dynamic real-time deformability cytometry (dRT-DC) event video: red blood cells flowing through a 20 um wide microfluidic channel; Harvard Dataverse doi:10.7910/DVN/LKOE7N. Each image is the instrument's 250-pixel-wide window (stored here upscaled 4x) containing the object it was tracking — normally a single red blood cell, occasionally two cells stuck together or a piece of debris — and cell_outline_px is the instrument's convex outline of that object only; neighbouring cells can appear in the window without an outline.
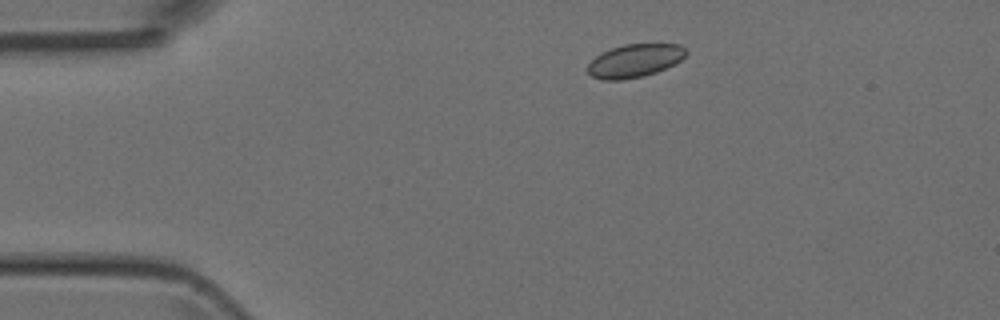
{"species": "Egyptian fruit bat (a non-hibernating species)", "species_latin": "Rousettus aegyptiacus", "temperature_condition": "room temperature", "stored_images_in_passage": 3, "camera_frame_rate_fps": 3000, "um_per_image_px": 0.085, "animal": {"sex": "female"}, "frame": {"image": 1, "passage_image": 2, "time_ms": 1.0, "image_size_px": [1000, 320], "cell_outline_px": [[688, 52], [680, 60], [656, 72], [644, 76], [620, 80], [604, 80], [592, 76], [588, 72], [588, 64], [600, 52], [624, 44], [680, 44]], "centroid_in_image_um": [53.93, 5.15], "position_along_channel_um": 31.1, "area_um2": 18.84}}